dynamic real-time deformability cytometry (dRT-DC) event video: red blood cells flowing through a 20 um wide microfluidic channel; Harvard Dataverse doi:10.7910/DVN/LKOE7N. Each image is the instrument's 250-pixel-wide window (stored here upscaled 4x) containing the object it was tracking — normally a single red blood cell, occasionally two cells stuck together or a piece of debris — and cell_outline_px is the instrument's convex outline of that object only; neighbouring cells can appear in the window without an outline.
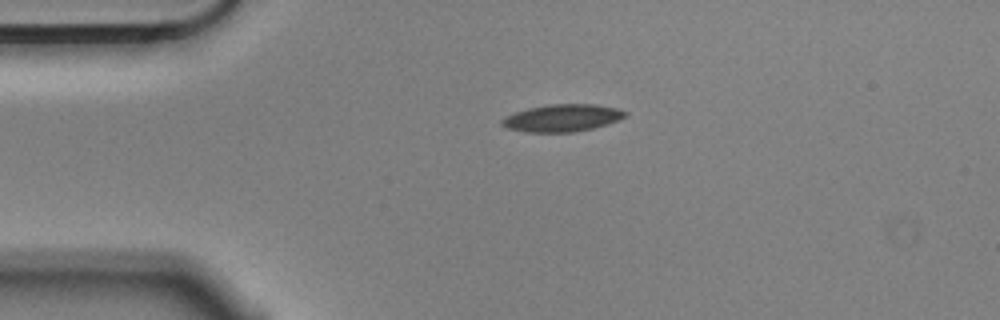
{"species": "Egyptian fruit bat (a non-hibernating species)", "species_latin": "Rousettus aegyptiacus", "temperature_condition": "cold", "stored_images_in_passage": 2, "camera_frame_rate_fps": 3000, "um_per_image_px": 0.085, "animal": {"sex": "male"}, "frame": {"image": 1, "passage_image": 1, "time_ms": 0.0, "image_size_px": [1000, 320], "cell_outline_px": [[628, 116], [608, 124], [592, 128], [572, 132], [524, 132], [508, 128], [500, 124], [500, 120], [504, 116], [528, 108], [552, 104], [596, 104], [616, 108], [628, 112]], "centroid_in_image_um": [47.79, 10.02], "position_along_channel_um": 37.2, "area_um2": 19.65}}